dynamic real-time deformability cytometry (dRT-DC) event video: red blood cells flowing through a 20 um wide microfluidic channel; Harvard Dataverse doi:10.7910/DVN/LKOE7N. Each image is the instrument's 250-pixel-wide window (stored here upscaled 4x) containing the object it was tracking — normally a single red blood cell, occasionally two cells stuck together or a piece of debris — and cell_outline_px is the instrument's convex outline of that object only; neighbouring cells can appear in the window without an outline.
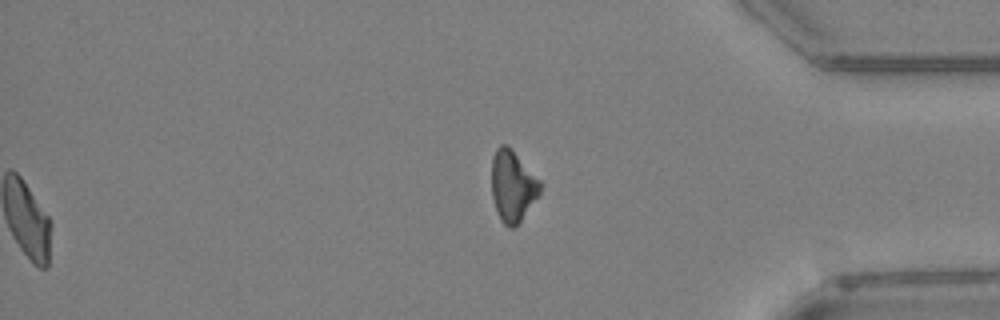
{"species": "Egyptian fruit bat (a non-hibernating species)", "species_latin": "Rousettus aegyptiacus", "temperature_condition": "warm", "stored_images_in_passage": 44, "segment_of_instrument_passage": [2, 2], "camera_frame_rate_fps": 3000, "um_per_image_px": 0.085, "animal": {"sex": "female"}, "frame": {"image": 1, "passage_image": 44, "time_ms": 14.333, "image_size_px": [1000, 320], "cell_outline_px": [[544, 184], [540, 192], [520, 220], [512, 228], [508, 228], [500, 220], [496, 212], [492, 196], [492, 156], [496, 148], [500, 144], [508, 144]], "centroid_in_image_um": [43.56, 15.77], "position_along_channel_um": 391.6, "area_um2": 20.23}}